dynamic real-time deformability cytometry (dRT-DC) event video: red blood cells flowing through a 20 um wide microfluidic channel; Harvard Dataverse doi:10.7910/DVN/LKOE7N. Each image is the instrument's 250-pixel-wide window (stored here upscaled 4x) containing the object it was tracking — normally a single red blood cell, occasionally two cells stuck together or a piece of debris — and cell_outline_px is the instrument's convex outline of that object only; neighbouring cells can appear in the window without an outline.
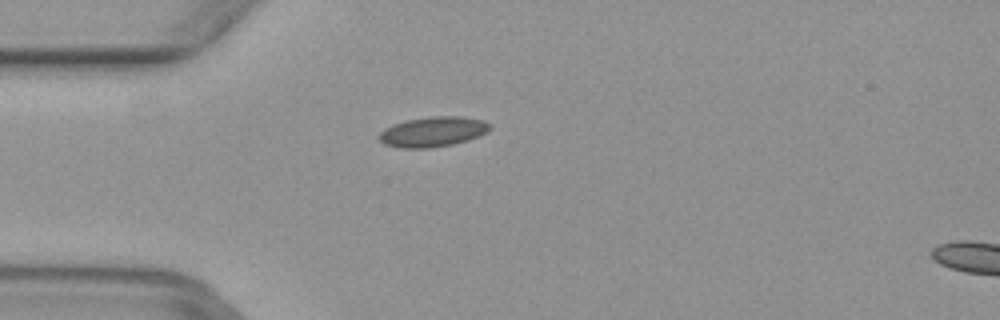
{"species": "common noctule bat (a hibernating species)", "species_latin": "Nyctalus noctula", "temperature_condition": "warm", "stored_images_in_passage": 50, "camera_frame_rate_fps": 3000, "um_per_image_px": 0.085, "animal": {"sex": "female", "body_mass_g": 29.2, "forearm_length_mm": 56.3}, "frame": {"image": 1, "passage_image": 14, "time_ms": 4.333, "image_size_px": [1000, 320], "cell_outline_px": [[492, 128], [488, 132], [480, 136], [468, 140], [452, 144], [428, 148], [400, 148], [384, 144], [376, 136], [384, 128], [392, 124], [408, 120], [432, 116], [460, 116], [484, 120], [492, 124]], "centroid_in_image_um": [36.81, 11.19], "position_along_channel_um": 48.2, "area_um2": 19.65}}
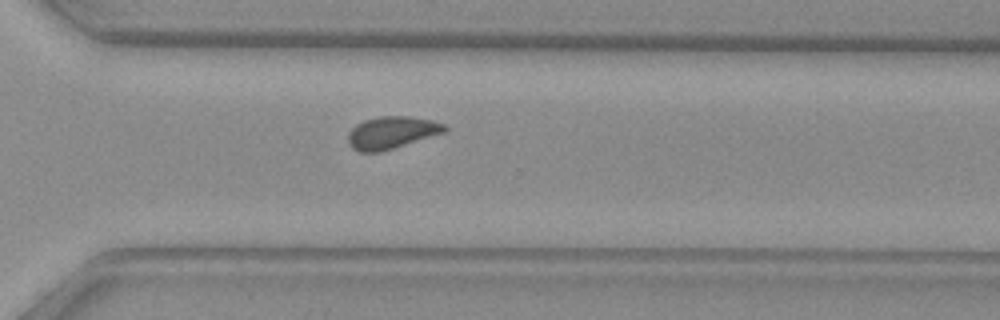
{"frame": {"image": 2, "passage_image": 36, "time_ms": 11.667, "image_size_px": [1000, 320], "cell_outline_px": [[448, 128], [444, 132], [380, 152], [360, 152], [352, 148], [348, 144], [348, 132], [356, 124], [364, 120], [380, 116], [408, 116], [432, 120], [444, 124]], "centroid_in_image_um": [33.25, 11.26], "position_along_channel_um": 337.4, "area_um2": 18.03}}
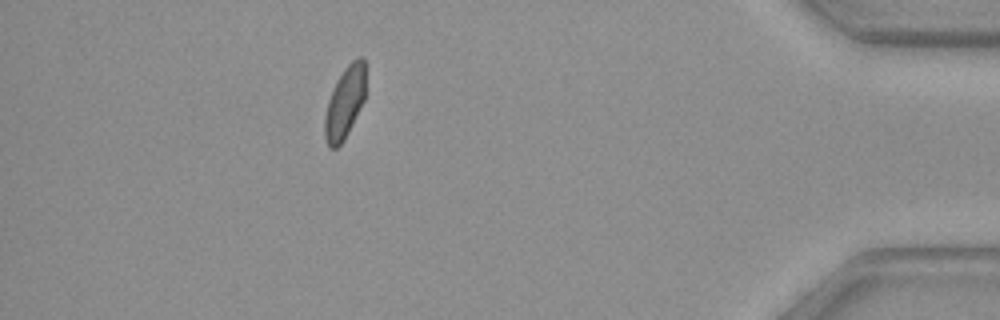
{"frame": {"image": 3, "passage_image": 45, "time_ms": 14.667, "image_size_px": [1000, 320], "cell_outline_px": [[364, 100], [344, 140], [336, 148], [328, 148], [324, 136], [324, 116], [328, 100], [332, 88], [336, 80], [344, 68], [356, 56], [364, 56]], "centroid_in_image_um": [29.28, 8.71], "position_along_channel_um": 405.9, "area_um2": 17.17}}